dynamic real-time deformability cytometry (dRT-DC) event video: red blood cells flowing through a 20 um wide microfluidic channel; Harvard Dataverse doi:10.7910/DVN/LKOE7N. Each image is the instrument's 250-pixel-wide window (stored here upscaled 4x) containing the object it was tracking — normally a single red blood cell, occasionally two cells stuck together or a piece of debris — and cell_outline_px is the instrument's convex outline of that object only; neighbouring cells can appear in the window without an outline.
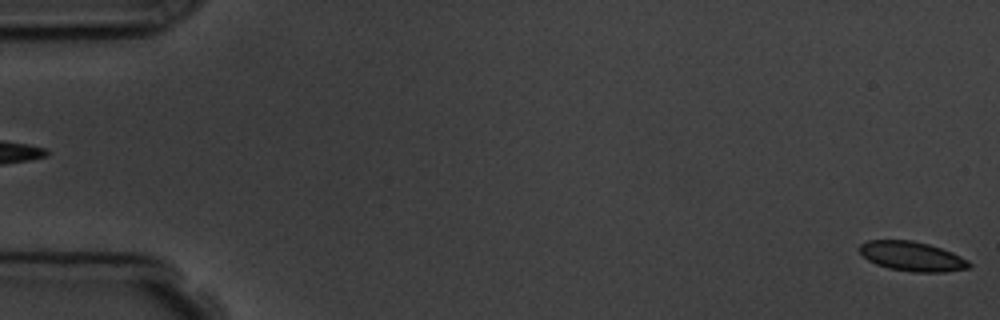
{"species": "common noctule bat (a hibernating species)", "species_latin": "Nyctalus noctula", "temperature_condition": "room temperature", "stored_images_in_passage": 6, "segment_of_instrument_passage": [2, 2], "camera_frame_rate_fps": 3000, "um_per_image_px": 0.085, "animal": {"sex": "male", "body_mass_g": 19.5, "forearm_length_mm": 54.6}, "frame": {"image": 1, "passage_image": 6, "time_ms": 5.667, "image_size_px": [1000, 320], "cell_outline_px": [[972, 264], [968, 268], [944, 272], [912, 272], [888, 268], [876, 264], [868, 260], [856, 248], [860, 244], [868, 240], [912, 240], [928, 244], [952, 252], [968, 260]], "centroid_in_image_um": [77.5, 21.78], "position_along_channel_um": 7.5, "area_um2": 18.9}}